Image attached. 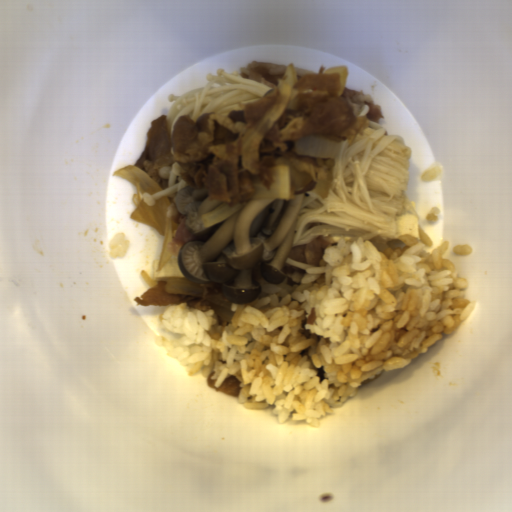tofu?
I'll use <instances>...</instances> for the list:
<instances>
[{"instance_id":"obj_1","label":"tofu","mask_w":512,"mask_h":512,"mask_svg":"<svg viewBox=\"0 0 512 512\" xmlns=\"http://www.w3.org/2000/svg\"><path fill=\"white\" fill-rule=\"evenodd\" d=\"M398 238L403 235H412L416 240L421 241L419 230V218L412 214H402L397 219Z\"/></svg>"}]
</instances>
